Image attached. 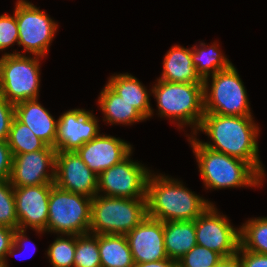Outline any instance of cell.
I'll use <instances>...</instances> for the list:
<instances>
[{
    "label": "cell",
    "instance_id": "6da1fadb",
    "mask_svg": "<svg viewBox=\"0 0 267 267\" xmlns=\"http://www.w3.org/2000/svg\"><path fill=\"white\" fill-rule=\"evenodd\" d=\"M252 116H223L204 113L197 131L204 132L212 142L200 143L216 152L248 162L262 177L265 170L259 159L257 137L259 128ZM213 143V144H212Z\"/></svg>",
    "mask_w": 267,
    "mask_h": 267
},
{
    "label": "cell",
    "instance_id": "7a4b0ae2",
    "mask_svg": "<svg viewBox=\"0 0 267 267\" xmlns=\"http://www.w3.org/2000/svg\"><path fill=\"white\" fill-rule=\"evenodd\" d=\"M212 203L188 190L178 179L150 173L147 181V216L162 222L189 221Z\"/></svg>",
    "mask_w": 267,
    "mask_h": 267
},
{
    "label": "cell",
    "instance_id": "3957f363",
    "mask_svg": "<svg viewBox=\"0 0 267 267\" xmlns=\"http://www.w3.org/2000/svg\"><path fill=\"white\" fill-rule=\"evenodd\" d=\"M188 140L207 190L261 186L263 177L248 162L203 146L193 134Z\"/></svg>",
    "mask_w": 267,
    "mask_h": 267
},
{
    "label": "cell",
    "instance_id": "277c9868",
    "mask_svg": "<svg viewBox=\"0 0 267 267\" xmlns=\"http://www.w3.org/2000/svg\"><path fill=\"white\" fill-rule=\"evenodd\" d=\"M151 91L160 117L177 121L180 129L191 125L192 134L196 132L205 113L203 83H173L157 79Z\"/></svg>",
    "mask_w": 267,
    "mask_h": 267
},
{
    "label": "cell",
    "instance_id": "5b68a950",
    "mask_svg": "<svg viewBox=\"0 0 267 267\" xmlns=\"http://www.w3.org/2000/svg\"><path fill=\"white\" fill-rule=\"evenodd\" d=\"M146 216V198L130 199L96 194L91 203L89 233L126 235Z\"/></svg>",
    "mask_w": 267,
    "mask_h": 267
},
{
    "label": "cell",
    "instance_id": "8992f818",
    "mask_svg": "<svg viewBox=\"0 0 267 267\" xmlns=\"http://www.w3.org/2000/svg\"><path fill=\"white\" fill-rule=\"evenodd\" d=\"M22 53H5L0 58V94L14 105L39 96L42 57Z\"/></svg>",
    "mask_w": 267,
    "mask_h": 267
},
{
    "label": "cell",
    "instance_id": "52a82bcc",
    "mask_svg": "<svg viewBox=\"0 0 267 267\" xmlns=\"http://www.w3.org/2000/svg\"><path fill=\"white\" fill-rule=\"evenodd\" d=\"M209 77H212L210 87ZM203 85L205 113L253 116L245 86L233 64L205 78Z\"/></svg>",
    "mask_w": 267,
    "mask_h": 267
},
{
    "label": "cell",
    "instance_id": "ba28073f",
    "mask_svg": "<svg viewBox=\"0 0 267 267\" xmlns=\"http://www.w3.org/2000/svg\"><path fill=\"white\" fill-rule=\"evenodd\" d=\"M92 198L52 185L49 194L47 232L62 235L89 233Z\"/></svg>",
    "mask_w": 267,
    "mask_h": 267
},
{
    "label": "cell",
    "instance_id": "9c48e42d",
    "mask_svg": "<svg viewBox=\"0 0 267 267\" xmlns=\"http://www.w3.org/2000/svg\"><path fill=\"white\" fill-rule=\"evenodd\" d=\"M15 15L18 24V46L23 52L44 58L58 29L51 17L27 0H17Z\"/></svg>",
    "mask_w": 267,
    "mask_h": 267
},
{
    "label": "cell",
    "instance_id": "30bf717a",
    "mask_svg": "<svg viewBox=\"0 0 267 267\" xmlns=\"http://www.w3.org/2000/svg\"><path fill=\"white\" fill-rule=\"evenodd\" d=\"M132 152L120 163L98 175L97 194L107 197L146 198L150 170L130 159Z\"/></svg>",
    "mask_w": 267,
    "mask_h": 267
},
{
    "label": "cell",
    "instance_id": "8fae6325",
    "mask_svg": "<svg viewBox=\"0 0 267 267\" xmlns=\"http://www.w3.org/2000/svg\"><path fill=\"white\" fill-rule=\"evenodd\" d=\"M197 245L219 253L222 257L237 253L240 228H233L229 219L211 204L195 219Z\"/></svg>",
    "mask_w": 267,
    "mask_h": 267
},
{
    "label": "cell",
    "instance_id": "7c38bea8",
    "mask_svg": "<svg viewBox=\"0 0 267 267\" xmlns=\"http://www.w3.org/2000/svg\"><path fill=\"white\" fill-rule=\"evenodd\" d=\"M56 153L54 147L47 145L43 150L14 155L9 179L11 185L23 187L54 183Z\"/></svg>",
    "mask_w": 267,
    "mask_h": 267
},
{
    "label": "cell",
    "instance_id": "4fadbf2b",
    "mask_svg": "<svg viewBox=\"0 0 267 267\" xmlns=\"http://www.w3.org/2000/svg\"><path fill=\"white\" fill-rule=\"evenodd\" d=\"M54 183L14 187L18 228L47 232L49 194Z\"/></svg>",
    "mask_w": 267,
    "mask_h": 267
},
{
    "label": "cell",
    "instance_id": "5bb4252c",
    "mask_svg": "<svg viewBox=\"0 0 267 267\" xmlns=\"http://www.w3.org/2000/svg\"><path fill=\"white\" fill-rule=\"evenodd\" d=\"M98 120L85 109H72L58 118L56 137L57 152H76L86 142L100 133Z\"/></svg>",
    "mask_w": 267,
    "mask_h": 267
},
{
    "label": "cell",
    "instance_id": "9a60e30c",
    "mask_svg": "<svg viewBox=\"0 0 267 267\" xmlns=\"http://www.w3.org/2000/svg\"><path fill=\"white\" fill-rule=\"evenodd\" d=\"M98 176L82 161L77 152H57L54 184L66 191L93 198Z\"/></svg>",
    "mask_w": 267,
    "mask_h": 267
},
{
    "label": "cell",
    "instance_id": "2e32d148",
    "mask_svg": "<svg viewBox=\"0 0 267 267\" xmlns=\"http://www.w3.org/2000/svg\"><path fill=\"white\" fill-rule=\"evenodd\" d=\"M125 236L135 264L168 259L162 221L146 216Z\"/></svg>",
    "mask_w": 267,
    "mask_h": 267
},
{
    "label": "cell",
    "instance_id": "e0dca14e",
    "mask_svg": "<svg viewBox=\"0 0 267 267\" xmlns=\"http://www.w3.org/2000/svg\"><path fill=\"white\" fill-rule=\"evenodd\" d=\"M132 146L126 141L103 134L82 145L76 152L97 176L124 160Z\"/></svg>",
    "mask_w": 267,
    "mask_h": 267
},
{
    "label": "cell",
    "instance_id": "ac0fdd59",
    "mask_svg": "<svg viewBox=\"0 0 267 267\" xmlns=\"http://www.w3.org/2000/svg\"><path fill=\"white\" fill-rule=\"evenodd\" d=\"M14 116L48 146L56 149L58 119L49 113L37 99H30L14 105Z\"/></svg>",
    "mask_w": 267,
    "mask_h": 267
},
{
    "label": "cell",
    "instance_id": "d6986e66",
    "mask_svg": "<svg viewBox=\"0 0 267 267\" xmlns=\"http://www.w3.org/2000/svg\"><path fill=\"white\" fill-rule=\"evenodd\" d=\"M159 80L173 83H203L191 58V49L174 45L165 54Z\"/></svg>",
    "mask_w": 267,
    "mask_h": 267
},
{
    "label": "cell",
    "instance_id": "ffe728a7",
    "mask_svg": "<svg viewBox=\"0 0 267 267\" xmlns=\"http://www.w3.org/2000/svg\"><path fill=\"white\" fill-rule=\"evenodd\" d=\"M163 232L166 254L176 262L197 245L195 220L163 222Z\"/></svg>",
    "mask_w": 267,
    "mask_h": 267
},
{
    "label": "cell",
    "instance_id": "44dd1931",
    "mask_svg": "<svg viewBox=\"0 0 267 267\" xmlns=\"http://www.w3.org/2000/svg\"><path fill=\"white\" fill-rule=\"evenodd\" d=\"M107 85L125 101L132 104L146 120L153 115L149 91L131 74H114L109 78Z\"/></svg>",
    "mask_w": 267,
    "mask_h": 267
},
{
    "label": "cell",
    "instance_id": "7402d4cb",
    "mask_svg": "<svg viewBox=\"0 0 267 267\" xmlns=\"http://www.w3.org/2000/svg\"><path fill=\"white\" fill-rule=\"evenodd\" d=\"M98 98V105L104 114L103 121H107L111 125H132V123L146 120L132 104L125 101L107 84Z\"/></svg>",
    "mask_w": 267,
    "mask_h": 267
},
{
    "label": "cell",
    "instance_id": "603a6c76",
    "mask_svg": "<svg viewBox=\"0 0 267 267\" xmlns=\"http://www.w3.org/2000/svg\"><path fill=\"white\" fill-rule=\"evenodd\" d=\"M101 267H134L135 263L125 235H98Z\"/></svg>",
    "mask_w": 267,
    "mask_h": 267
},
{
    "label": "cell",
    "instance_id": "cb8c5ba5",
    "mask_svg": "<svg viewBox=\"0 0 267 267\" xmlns=\"http://www.w3.org/2000/svg\"><path fill=\"white\" fill-rule=\"evenodd\" d=\"M218 47L219 45L215 42L209 47L205 43L200 42L199 48L197 45L191 48L193 65L203 80L232 65L231 61L221 53L222 51Z\"/></svg>",
    "mask_w": 267,
    "mask_h": 267
},
{
    "label": "cell",
    "instance_id": "d4e9b609",
    "mask_svg": "<svg viewBox=\"0 0 267 267\" xmlns=\"http://www.w3.org/2000/svg\"><path fill=\"white\" fill-rule=\"evenodd\" d=\"M7 143L12 155L43 150L47 144L38 138L31 129L20 122L15 116L12 120Z\"/></svg>",
    "mask_w": 267,
    "mask_h": 267
},
{
    "label": "cell",
    "instance_id": "484cf974",
    "mask_svg": "<svg viewBox=\"0 0 267 267\" xmlns=\"http://www.w3.org/2000/svg\"><path fill=\"white\" fill-rule=\"evenodd\" d=\"M239 238L243 249L267 255V217L252 218L243 223Z\"/></svg>",
    "mask_w": 267,
    "mask_h": 267
},
{
    "label": "cell",
    "instance_id": "4316f807",
    "mask_svg": "<svg viewBox=\"0 0 267 267\" xmlns=\"http://www.w3.org/2000/svg\"><path fill=\"white\" fill-rule=\"evenodd\" d=\"M73 267H101L98 235L91 233L76 235Z\"/></svg>",
    "mask_w": 267,
    "mask_h": 267
},
{
    "label": "cell",
    "instance_id": "83f0119b",
    "mask_svg": "<svg viewBox=\"0 0 267 267\" xmlns=\"http://www.w3.org/2000/svg\"><path fill=\"white\" fill-rule=\"evenodd\" d=\"M59 236L49 246L47 256L52 267H73L76 235Z\"/></svg>",
    "mask_w": 267,
    "mask_h": 267
},
{
    "label": "cell",
    "instance_id": "f1b7e54d",
    "mask_svg": "<svg viewBox=\"0 0 267 267\" xmlns=\"http://www.w3.org/2000/svg\"><path fill=\"white\" fill-rule=\"evenodd\" d=\"M0 226L18 229L14 187L10 180L0 181Z\"/></svg>",
    "mask_w": 267,
    "mask_h": 267
},
{
    "label": "cell",
    "instance_id": "f546056e",
    "mask_svg": "<svg viewBox=\"0 0 267 267\" xmlns=\"http://www.w3.org/2000/svg\"><path fill=\"white\" fill-rule=\"evenodd\" d=\"M222 256L206 247L195 245L177 261L179 267H214Z\"/></svg>",
    "mask_w": 267,
    "mask_h": 267
},
{
    "label": "cell",
    "instance_id": "4dcf8cb0",
    "mask_svg": "<svg viewBox=\"0 0 267 267\" xmlns=\"http://www.w3.org/2000/svg\"><path fill=\"white\" fill-rule=\"evenodd\" d=\"M18 24L15 13L0 15V51L7 49L9 46L17 43L18 45Z\"/></svg>",
    "mask_w": 267,
    "mask_h": 267
},
{
    "label": "cell",
    "instance_id": "1f68e13d",
    "mask_svg": "<svg viewBox=\"0 0 267 267\" xmlns=\"http://www.w3.org/2000/svg\"><path fill=\"white\" fill-rule=\"evenodd\" d=\"M13 118L14 104L0 94V141H7Z\"/></svg>",
    "mask_w": 267,
    "mask_h": 267
},
{
    "label": "cell",
    "instance_id": "d6a6232c",
    "mask_svg": "<svg viewBox=\"0 0 267 267\" xmlns=\"http://www.w3.org/2000/svg\"><path fill=\"white\" fill-rule=\"evenodd\" d=\"M240 267H267V255L243 249L240 245L237 251Z\"/></svg>",
    "mask_w": 267,
    "mask_h": 267
},
{
    "label": "cell",
    "instance_id": "836d02e7",
    "mask_svg": "<svg viewBox=\"0 0 267 267\" xmlns=\"http://www.w3.org/2000/svg\"><path fill=\"white\" fill-rule=\"evenodd\" d=\"M12 164L13 155L7 141H0V181L10 179Z\"/></svg>",
    "mask_w": 267,
    "mask_h": 267
},
{
    "label": "cell",
    "instance_id": "e575fe53",
    "mask_svg": "<svg viewBox=\"0 0 267 267\" xmlns=\"http://www.w3.org/2000/svg\"><path fill=\"white\" fill-rule=\"evenodd\" d=\"M15 229L0 226V260L4 261V267L7 265V252L13 244V235Z\"/></svg>",
    "mask_w": 267,
    "mask_h": 267
},
{
    "label": "cell",
    "instance_id": "d590c367",
    "mask_svg": "<svg viewBox=\"0 0 267 267\" xmlns=\"http://www.w3.org/2000/svg\"><path fill=\"white\" fill-rule=\"evenodd\" d=\"M26 230L24 229H16L13 235V244L7 252V255L15 256L17 254V250L20 252L22 249L24 250L26 247L25 242L28 243L30 239L26 237ZM24 247V248H23ZM35 250V249H34ZM34 253V252H33Z\"/></svg>",
    "mask_w": 267,
    "mask_h": 267
},
{
    "label": "cell",
    "instance_id": "8d00e7d4",
    "mask_svg": "<svg viewBox=\"0 0 267 267\" xmlns=\"http://www.w3.org/2000/svg\"><path fill=\"white\" fill-rule=\"evenodd\" d=\"M176 266L177 262L171 260L170 258L161 261L138 263L134 265V267H176Z\"/></svg>",
    "mask_w": 267,
    "mask_h": 267
},
{
    "label": "cell",
    "instance_id": "74e56055",
    "mask_svg": "<svg viewBox=\"0 0 267 267\" xmlns=\"http://www.w3.org/2000/svg\"><path fill=\"white\" fill-rule=\"evenodd\" d=\"M214 267H240L238 254L222 257Z\"/></svg>",
    "mask_w": 267,
    "mask_h": 267
},
{
    "label": "cell",
    "instance_id": "f35d334b",
    "mask_svg": "<svg viewBox=\"0 0 267 267\" xmlns=\"http://www.w3.org/2000/svg\"><path fill=\"white\" fill-rule=\"evenodd\" d=\"M0 267H4V261L0 260Z\"/></svg>",
    "mask_w": 267,
    "mask_h": 267
}]
</instances>
